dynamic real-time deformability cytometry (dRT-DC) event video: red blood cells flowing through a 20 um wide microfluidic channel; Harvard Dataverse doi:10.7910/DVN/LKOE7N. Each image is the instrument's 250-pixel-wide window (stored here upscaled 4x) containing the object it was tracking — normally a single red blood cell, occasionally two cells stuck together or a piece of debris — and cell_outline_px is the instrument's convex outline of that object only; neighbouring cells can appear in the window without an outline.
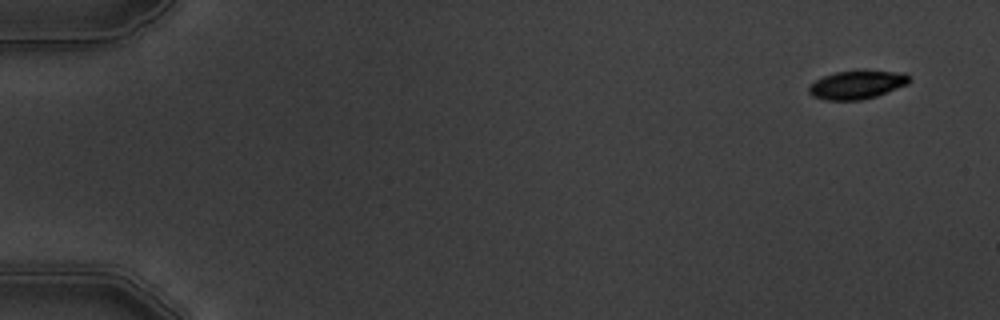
{"species": "common noctule bat (a hibernating species)", "species_latin": "Nyctalus noctula", "temperature_condition": "warm", "stored_images_in_passage": 11, "camera_frame_rate_fps": 3000, "um_per_image_px": 0.085, "animal": {"sex": "male", "body_mass_g": 19.5, "forearm_length_mm": 54.6}, "frame": {"image": 1, "passage_image": 1, "time_ms": 0.0, "image_size_px": [1000, 320], "cell_outline_px": [[908, 84], [876, 96], [860, 100], [824, 100], [812, 96], [808, 92], [808, 84], [824, 76], [836, 72], [864, 68], [904, 72], [908, 76]], "centroid_in_image_um": [72.83, 7.16], "position_along_channel_um": 12.2, "area_um2": 17.17}}
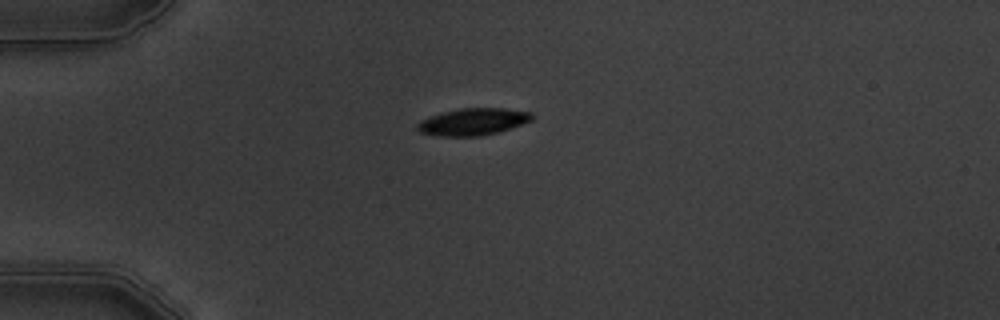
{"frame": {"image": 2, "passage_image": 4, "time_ms": 4.0, "image_size_px": [1000, 320], "cell_outline_px": [[532, 120], [496, 132], [480, 136], [436, 136], [420, 132], [416, 128], [416, 124], [420, 120], [428, 116], [460, 108], [504, 108], [532, 112]], "centroid_in_image_um": [40.14, 10.34], "position_along_channel_um": 44.9, "area_um2": 17.92}}